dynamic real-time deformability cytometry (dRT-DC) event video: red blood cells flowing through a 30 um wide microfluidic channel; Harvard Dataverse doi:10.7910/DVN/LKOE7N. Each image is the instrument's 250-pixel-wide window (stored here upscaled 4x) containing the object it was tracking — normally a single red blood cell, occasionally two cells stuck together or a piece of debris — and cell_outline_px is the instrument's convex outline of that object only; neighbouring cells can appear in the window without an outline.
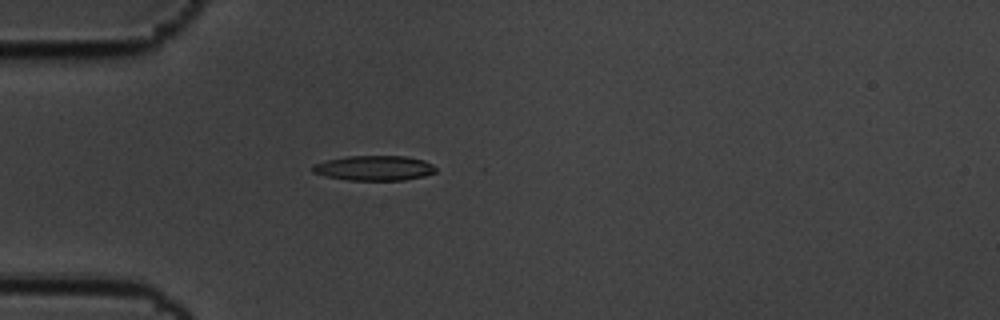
{"species": "common noctule bat (a hibernating species)", "species_latin": "Nyctalus noctula", "temperature_condition": "cold", "stored_images_in_passage": 6, "camera_frame_rate_fps": 3000, "um_per_image_px": 0.085, "animal": {"sex": "male", "body_mass_g": 19.5, "forearm_length_mm": 54.6}, "frame": {"image": 1, "passage_image": 5, "time_ms": 1.333, "image_size_px": [1000, 320], "cell_outline_px": [[436, 172], [424, 176], [404, 180], [348, 180], [324, 176], [312, 172], [312, 164], [328, 160], [348, 156], [404, 156], [424, 160], [432, 164], [436, 168]], "centroid_in_image_um": [31.8, 14.29], "position_along_channel_um": 53.2, "area_um2": 17.92}}